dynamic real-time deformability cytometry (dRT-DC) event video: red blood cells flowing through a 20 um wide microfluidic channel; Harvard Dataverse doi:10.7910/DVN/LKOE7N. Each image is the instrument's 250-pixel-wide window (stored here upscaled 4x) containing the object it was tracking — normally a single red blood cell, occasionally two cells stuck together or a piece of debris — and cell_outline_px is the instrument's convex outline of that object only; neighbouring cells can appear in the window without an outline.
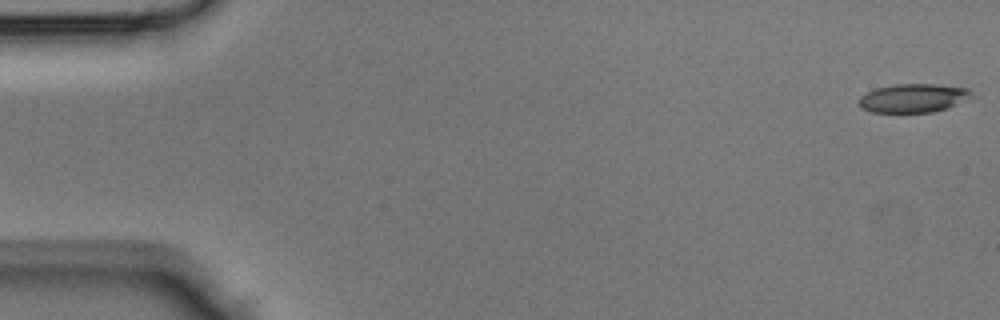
{"species": "Egyptian fruit bat (a non-hibernating species)", "species_latin": "Rousettus aegyptiacus", "temperature_condition": "room temperature", "stored_images_in_passage": 43, "camera_frame_rate_fps": 3000, "um_per_image_px": 0.085, "animal": {"sex": "male"}, "frame": {"image": 1, "passage_image": 1, "time_ms": 0.0, "image_size_px": [1000, 320], "cell_outline_px": [[976, 96], [948, 108], [932, 112], [872, 112], [864, 108], [860, 104], [860, 96], [876, 88], [896, 84], [936, 84], [968, 88]], "centroid_in_image_um": [77.71, 8.33], "position_along_channel_um": 7.3, "area_um2": 18.79}}
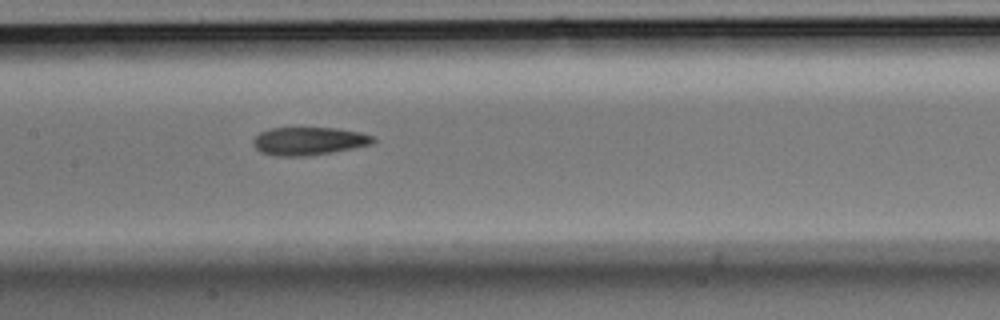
{"frame": {"image": 2, "passage_image": 21, "time_ms": 6.667, "image_size_px": [1000, 320], "cell_outline_px": [[376, 140], [372, 144], [332, 152], [308, 156], [276, 156], [260, 152], [252, 144], [252, 140], [260, 132], [272, 128], [336, 128], [360, 132], [372, 136]], "centroid_in_image_um": [26.22, 11.99], "position_along_channel_um": 181.2, "area_um2": 19.54}}
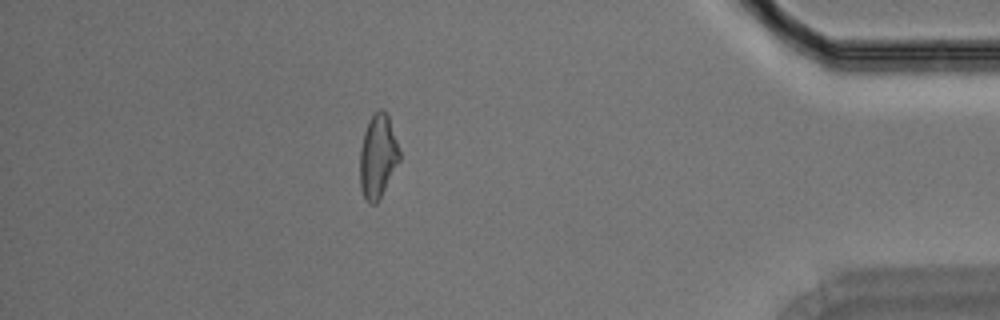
{"frame": {"image": 3, "passage_image": 38, "time_ms": 12.333, "image_size_px": [1000, 320], "cell_outline_px": [[400, 160], [376, 204], [368, 204], [360, 188], [360, 148], [364, 132], [368, 120], [380, 108], [384, 108], [388, 116], [400, 152]], "centroid_in_image_um": [32.1, 13.28], "position_along_channel_um": 403.1, "area_um2": 19.13}}